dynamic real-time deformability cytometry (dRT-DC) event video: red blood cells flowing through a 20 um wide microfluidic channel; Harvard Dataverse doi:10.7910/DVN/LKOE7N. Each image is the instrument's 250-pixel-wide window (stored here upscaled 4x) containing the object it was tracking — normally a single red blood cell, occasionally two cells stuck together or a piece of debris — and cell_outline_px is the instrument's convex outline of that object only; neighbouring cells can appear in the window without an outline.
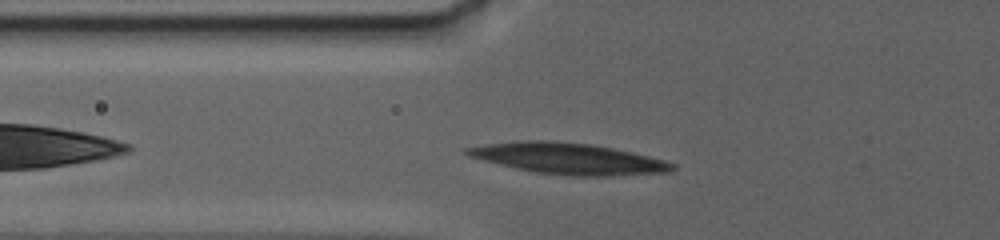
{"species": "human", "species_latin": "Homo sapiens", "temperature_condition": "warm", "stored_images_in_passage": 38, "camera_frame_rate_fps": 3000, "um_per_image_px": 0.085, "donor": {"sex": "female"}, "frame": {"image": 1, "passage_image": 5, "time_ms": 1.333, "image_size_px": [1000, 240], "cell_outline_px": [[676, 168], [672, 172], [608, 176], [568, 176], [536, 172], [516, 168], [468, 156], [464, 152], [464, 148], [488, 144], [520, 140], [556, 140], [588, 144], [612, 148], [648, 156], [664, 160], [676, 164]], "centroid_in_image_um": [48.34, 13.48], "position_along_channel_um": 77.5, "area_um2": 37.11}}
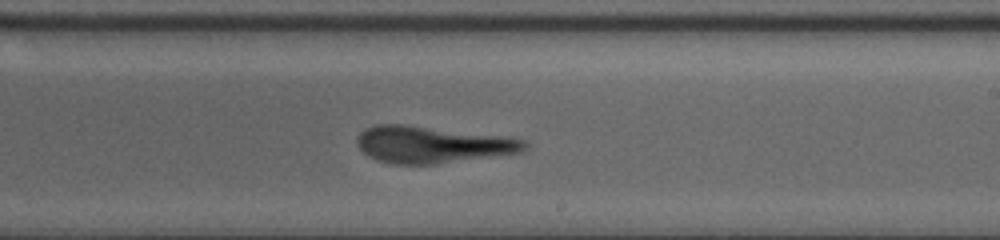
{"frame": {"image": 2, "passage_image": 22, "time_ms": 7.667, "image_size_px": [1000, 240], "cell_outline_px": [[528, 148], [520, 152], [436, 164], [392, 164], [376, 160], [368, 156], [356, 144], [356, 136], [364, 128], [376, 124], [404, 124], [512, 136], [524, 140], [528, 144]], "centroid_in_image_um": [36.74, 12.27], "position_along_channel_um": 252.3, "area_um2": 36.41}}
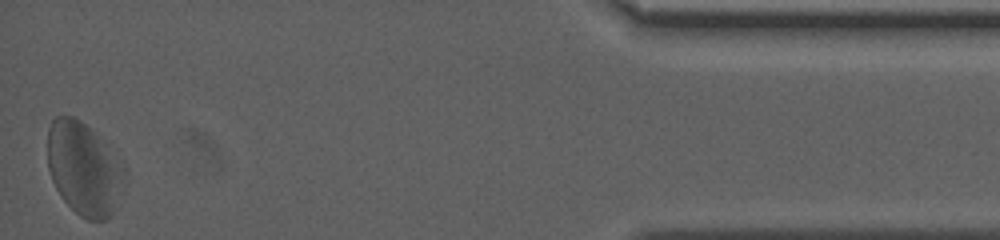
{"frame": {"image": 3, "passage_image": 38, "time_ms": 16.0, "image_size_px": [1000, 240], "cell_outline_px": [[128, 176], [112, 216], [104, 220], [88, 220], [80, 216], [64, 200], [56, 188], [52, 180], [48, 168], [48, 128], [52, 120], [56, 116], [72, 116], [80, 120], [124, 164], [128, 172]], "centroid_in_image_um": [7.16, 14.37], "position_along_channel_um": 428.0, "area_um2": 41.67}}